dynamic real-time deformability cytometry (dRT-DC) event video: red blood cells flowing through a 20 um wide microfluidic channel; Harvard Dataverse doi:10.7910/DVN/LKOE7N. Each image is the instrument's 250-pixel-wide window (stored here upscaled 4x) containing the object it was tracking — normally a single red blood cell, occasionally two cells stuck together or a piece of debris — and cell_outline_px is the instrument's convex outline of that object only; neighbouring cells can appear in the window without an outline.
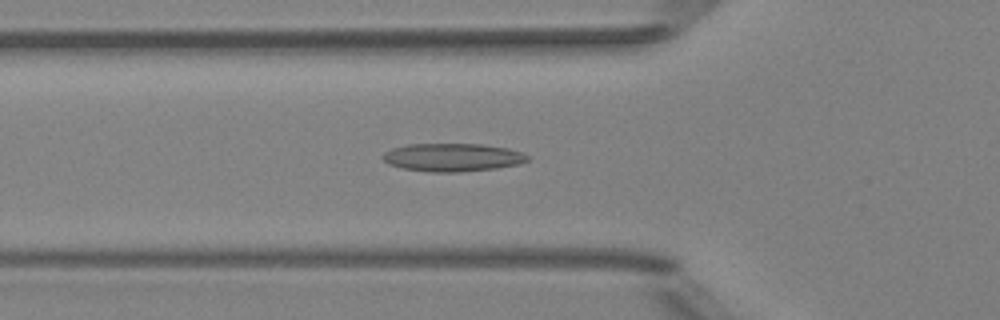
{"species": "Egyptian fruit bat (a non-hibernating species)", "species_latin": "Rousettus aegyptiacus", "temperature_condition": "room temperature", "stored_images_in_passage": 45, "camera_frame_rate_fps": 3000, "um_per_image_px": 0.085, "animal": {"sex": "female"}, "frame": {"image": 1, "passage_image": 16, "time_ms": 5.0, "image_size_px": [1000, 320], "cell_outline_px": [[528, 160], [520, 164], [496, 168], [460, 172], [432, 172], [400, 168], [388, 164], [380, 156], [384, 152], [392, 148], [408, 144], [484, 144], [508, 148], [524, 152], [528, 156]], "centroid_in_image_um": [38.46, 13.37], "position_along_channel_um": 87.3, "area_um2": 23.93}}
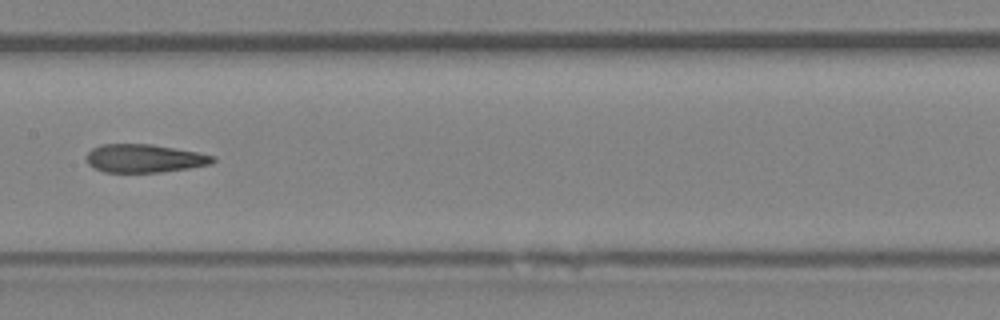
{"frame": {"image": 2, "passage_image": 24, "time_ms": 7.667, "image_size_px": [1000, 320], "cell_outline_px": [[216, 160], [212, 164], [188, 168], [160, 172], [104, 172], [92, 168], [88, 164], [88, 152], [92, 148], [100, 144], [152, 144], [196, 152], [216, 156]], "centroid_in_image_um": [12.27, 13.46], "position_along_channel_um": 195.1, "area_um2": 20.81}}
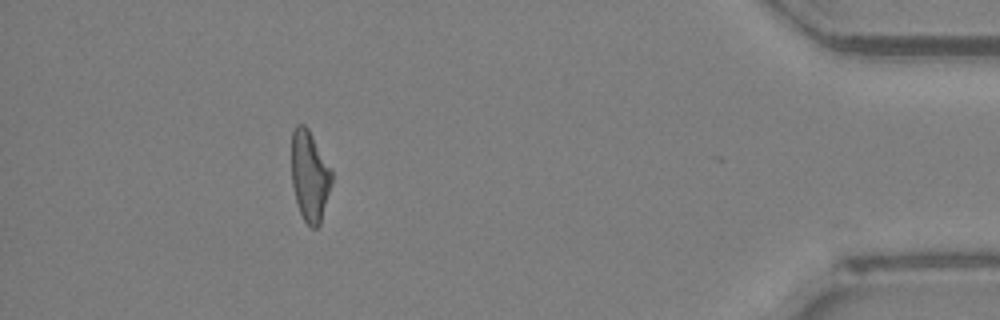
{"frame": {"image": 3, "passage_image": 44, "time_ms": 14.333, "image_size_px": [1000, 320], "cell_outline_px": [[332, 184], [320, 224], [316, 228], [312, 228], [304, 220], [300, 212], [296, 200], [292, 184], [292, 128], [296, 124], [304, 124], [308, 128], [332, 168]], "centroid_in_image_um": [26.34, 14.93], "position_along_channel_um": 408.9, "area_um2": 21.39}}